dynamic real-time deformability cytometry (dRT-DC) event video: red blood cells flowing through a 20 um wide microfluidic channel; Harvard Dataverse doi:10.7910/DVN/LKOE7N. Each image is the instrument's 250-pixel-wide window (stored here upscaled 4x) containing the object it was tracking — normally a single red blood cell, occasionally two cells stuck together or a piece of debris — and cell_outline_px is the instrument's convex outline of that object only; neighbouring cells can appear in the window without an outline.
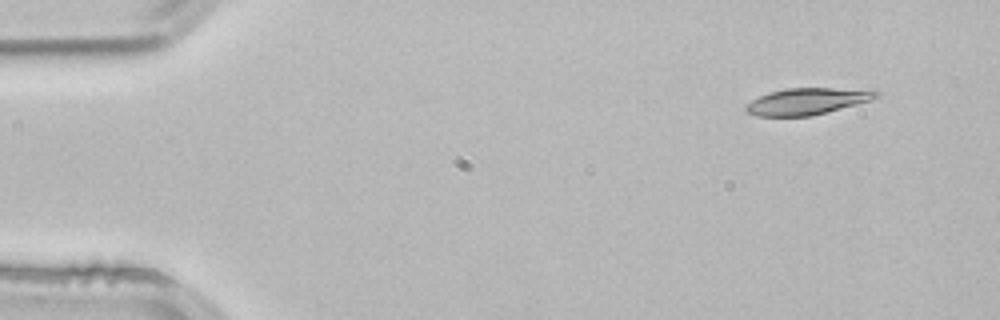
{"species": "common noctule bat (a hibernating species)", "species_latin": "Nyctalus noctula", "temperature_condition": "room temperature", "stored_images_in_passage": 3, "camera_frame_rate_fps": 3000, "um_per_image_px": 0.085, "animal": {"sex": "male", "body_mass_g": 21.5, "forearm_length_mm": 52.0}, "frame": {"image": 1, "passage_image": 1, "time_ms": 0.0, "image_size_px": [1000, 320], "cell_outline_px": [[880, 96], [856, 104], [812, 116], [756, 116], [748, 112], [744, 108], [752, 100], [760, 96], [772, 92], [788, 88], [876, 88], [880, 92]], "centroid_in_image_um": [68.7, 8.59], "position_along_channel_um": 16.3, "area_um2": 20.23}}
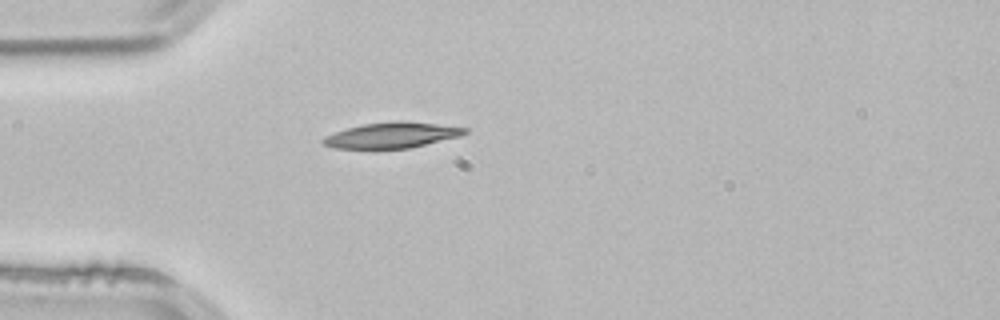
{"frame": {"image": 2, "passage_image": 3, "time_ms": 0.667, "image_size_px": [1000, 320], "cell_outline_px": [[468, 132], [460, 136], [408, 148], [332, 148], [324, 144], [320, 140], [324, 136], [348, 128], [364, 124], [396, 120], [400, 120], [436, 124], [468, 128]], "centroid_in_image_um": [33.3, 11.48], "position_along_channel_um": 51.7, "area_um2": 20.92}}